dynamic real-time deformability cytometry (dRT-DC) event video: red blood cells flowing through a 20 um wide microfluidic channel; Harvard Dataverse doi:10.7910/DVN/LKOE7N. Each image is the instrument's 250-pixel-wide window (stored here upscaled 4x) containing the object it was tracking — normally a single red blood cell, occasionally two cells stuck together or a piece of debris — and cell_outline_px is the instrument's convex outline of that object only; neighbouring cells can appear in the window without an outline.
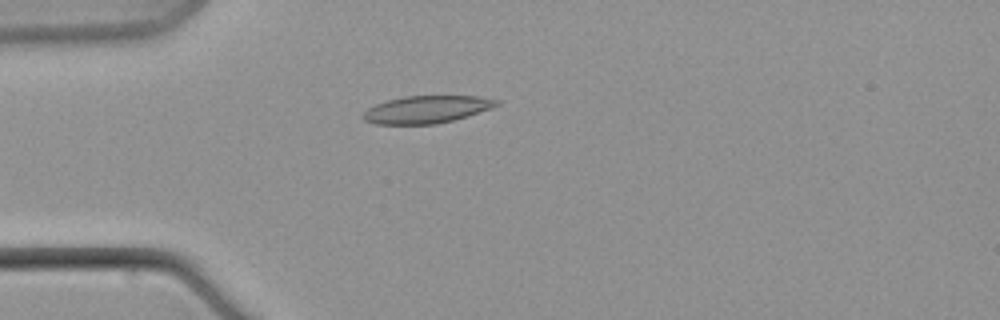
{"species": "common noctule bat (a hibernating species)", "species_latin": "Nyctalus noctula", "temperature_condition": "warm", "stored_images_in_passage": 12, "camera_frame_rate_fps": 3000, "um_per_image_px": 0.085, "animal": {"sex": "male", "body_mass_g": 21.5, "forearm_length_mm": 52.0}, "frame": {"image": 1, "passage_image": 6, "time_ms": 5.667, "image_size_px": [1000, 320], "cell_outline_px": [[500, 104], [492, 108], [468, 116], [436, 124], [376, 124], [364, 120], [360, 116], [368, 108], [376, 104], [388, 100], [404, 96], [476, 96], [500, 100]], "centroid_in_image_um": [36.27, 9.3], "position_along_channel_um": 48.7, "area_um2": 21.33}}
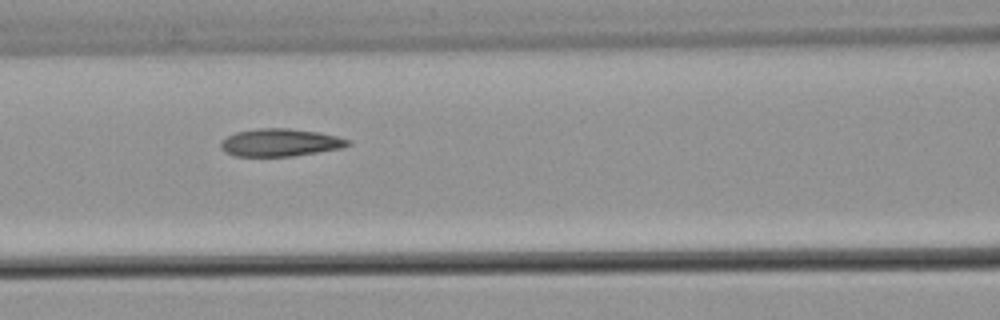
{"frame": {"image": 2, "passage_image": 9, "time_ms": 9.667, "image_size_px": [1000, 320], "cell_outline_px": [[352, 144], [344, 148], [292, 156], [236, 156], [224, 152], [220, 148], [220, 140], [236, 132], [260, 128], [288, 128], [320, 132], [352, 140]], "centroid_in_image_um": [23.84, 12.11], "position_along_channel_um": 142.8, "area_um2": 20.69}}